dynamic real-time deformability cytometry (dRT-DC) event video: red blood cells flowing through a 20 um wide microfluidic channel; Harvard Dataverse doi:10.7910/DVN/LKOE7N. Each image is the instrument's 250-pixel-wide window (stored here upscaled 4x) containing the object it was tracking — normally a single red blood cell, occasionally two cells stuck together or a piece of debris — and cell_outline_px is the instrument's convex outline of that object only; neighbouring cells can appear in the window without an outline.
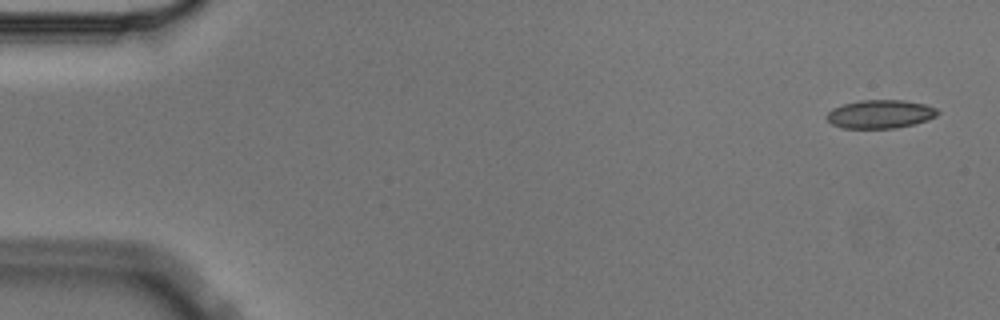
{"species": "Egyptian fruit bat (a non-hibernating species)", "species_latin": "Rousettus aegyptiacus", "temperature_condition": "cold", "stored_images_in_passage": 5, "camera_frame_rate_fps": 3000, "um_per_image_px": 0.085, "animal": {"sex": "male"}, "frame": {"image": 1, "passage_image": 1, "time_ms": 0.0, "image_size_px": [1000, 320], "cell_outline_px": [[940, 112], [936, 116], [928, 120], [896, 128], [844, 128], [832, 124], [828, 120], [828, 112], [832, 108], [844, 104], [860, 100], [904, 100], [924, 104], [936, 108]], "centroid_in_image_um": [74.84, 9.69], "position_along_channel_um": 10.2, "area_um2": 18.26}}
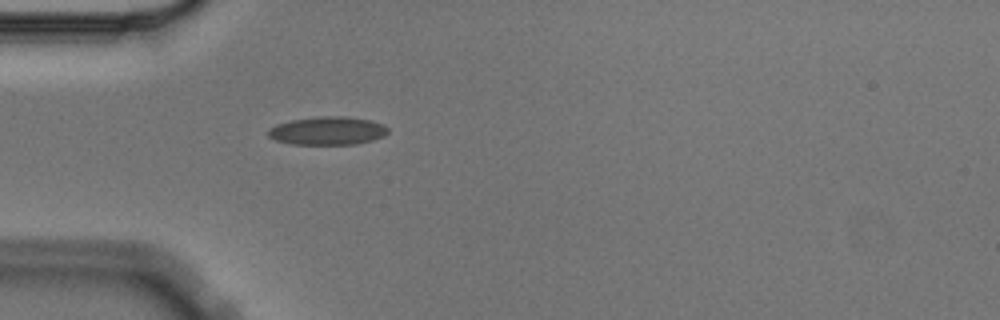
{"frame": {"image": 2, "passage_image": 5, "time_ms": 1.333, "image_size_px": [1000, 320], "cell_outline_px": [[388, 132], [384, 136], [372, 140], [356, 144], [292, 144], [276, 140], [268, 136], [268, 128], [276, 124], [292, 120], [320, 116], [344, 116], [372, 120], [384, 124], [388, 128]], "centroid_in_image_um": [27.86, 11.11], "position_along_channel_um": 57.1, "area_um2": 19.77}}